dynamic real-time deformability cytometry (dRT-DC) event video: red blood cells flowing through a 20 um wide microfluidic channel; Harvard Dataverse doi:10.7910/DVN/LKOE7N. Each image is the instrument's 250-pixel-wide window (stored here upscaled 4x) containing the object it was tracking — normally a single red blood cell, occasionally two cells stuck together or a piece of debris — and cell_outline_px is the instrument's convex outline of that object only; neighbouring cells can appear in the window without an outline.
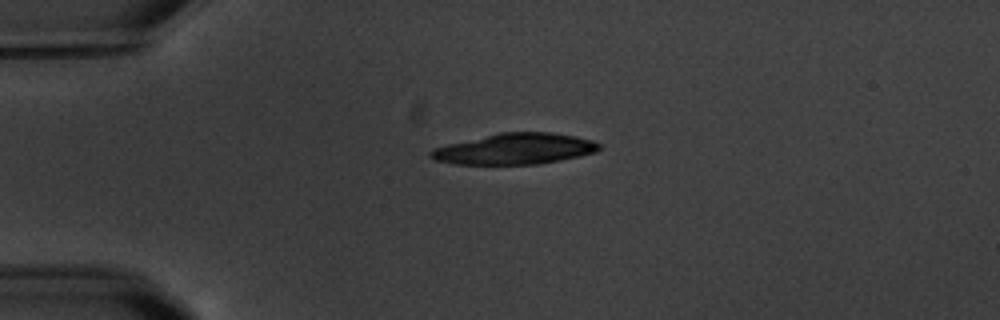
{"species": "common noctule bat (a hibernating species)", "species_latin": "Nyctalus noctula", "temperature_condition": "warm", "stored_images_in_passage": 1, "camera_frame_rate_fps": 3000, "um_per_image_px": 0.085, "animal": {"sex": "male", "body_mass_g": 20.1, "forearm_length_mm": 53.5}, "frame": {"image": 1, "passage_image": 1, "time_ms": 0.0, "image_size_px": [1000, 320], "cell_outline_px": [[600, 148], [596, 152], [580, 156], [536, 164], [456, 164], [432, 160], [428, 156], [428, 152], [432, 148], [448, 144], [500, 132], [552, 132], [592, 140], [600, 144]], "centroid_in_image_um": [43.71, 12.65], "position_along_channel_um": 41.3, "area_um2": 30.29}}